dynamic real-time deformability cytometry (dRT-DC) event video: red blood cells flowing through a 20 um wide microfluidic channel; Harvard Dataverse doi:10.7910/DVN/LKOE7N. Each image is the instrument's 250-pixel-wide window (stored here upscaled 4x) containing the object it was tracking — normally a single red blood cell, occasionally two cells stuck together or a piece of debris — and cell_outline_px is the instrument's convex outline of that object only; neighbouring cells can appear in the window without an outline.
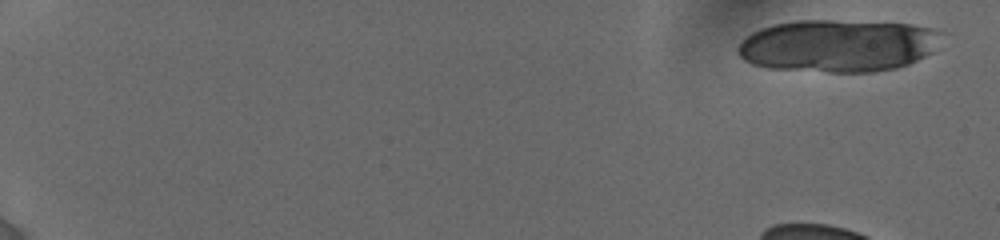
{"species": "human", "species_latin": "Homo sapiens", "temperature_condition": "cold", "stored_images_in_passage": 11, "camera_frame_rate_fps": 3000, "um_per_image_px": 0.085, "donor": {"sex": "female"}, "frame": {"image": 1, "passage_image": 1, "time_ms": 0.0, "image_size_px": [1000, 240], "cell_outline_px": [[944, 32], [928, 52], [924, 56], [908, 64], [896, 68], [876, 72], [828, 72], [768, 68], [752, 64], [744, 60], [740, 56], [736, 48], [752, 32], [760, 28], [772, 24], [796, 20], [832, 20], [912, 24], [932, 28]], "centroid_in_image_um": [71.18, 3.88], "position_along_channel_um": 13.8, "area_um2": 62.19}}